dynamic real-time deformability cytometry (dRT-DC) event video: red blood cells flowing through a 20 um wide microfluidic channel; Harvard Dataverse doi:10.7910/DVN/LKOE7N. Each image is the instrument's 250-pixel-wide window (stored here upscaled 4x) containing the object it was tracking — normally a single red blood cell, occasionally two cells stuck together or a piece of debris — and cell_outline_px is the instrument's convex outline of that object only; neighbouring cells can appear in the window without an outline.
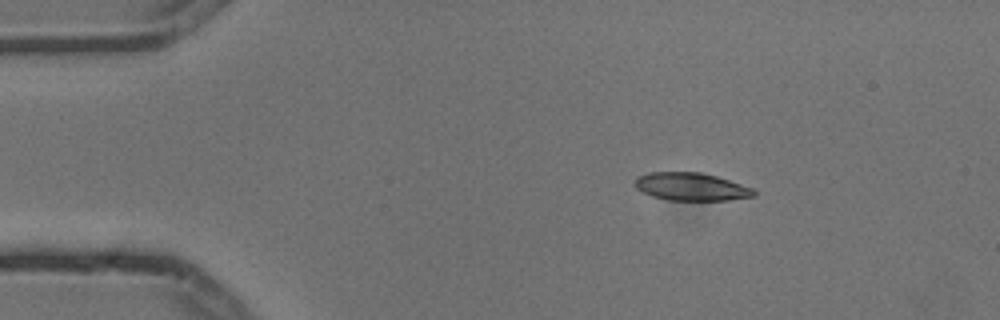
{"species": "common noctule bat (a hibernating species)", "species_latin": "Nyctalus noctula", "temperature_condition": "cold", "stored_images_in_passage": 3, "camera_frame_rate_fps": 3000, "um_per_image_px": 0.085, "animal": {"sex": "male", "body_mass_g": 13.3}, "frame": {"image": 1, "passage_image": 1, "time_ms": 0.0, "image_size_px": [1000, 320], "cell_outline_px": [[756, 196], [728, 200], [668, 200], [652, 196], [636, 188], [636, 176], [648, 172], [700, 172], [716, 176], [752, 188], [756, 192]], "centroid_in_image_um": [58.74, 15.87], "position_along_channel_um": 26.3, "area_um2": 19.19}}